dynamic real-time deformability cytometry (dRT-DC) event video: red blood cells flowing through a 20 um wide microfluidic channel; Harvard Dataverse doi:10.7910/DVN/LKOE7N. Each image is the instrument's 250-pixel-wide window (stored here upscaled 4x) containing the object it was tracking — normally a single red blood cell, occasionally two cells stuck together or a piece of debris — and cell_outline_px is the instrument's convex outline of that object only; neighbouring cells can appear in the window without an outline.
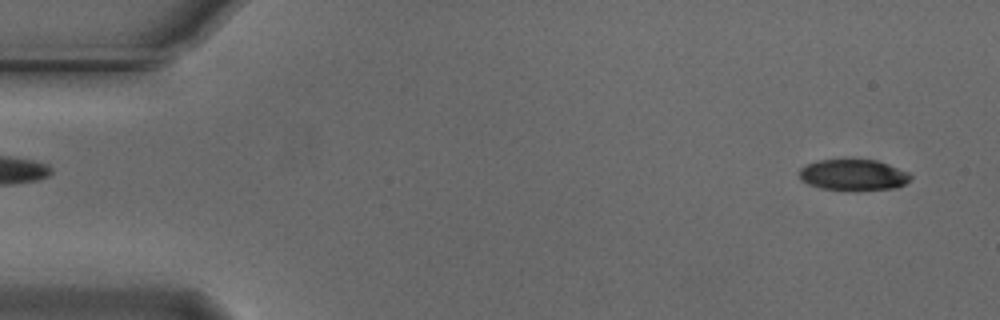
{"species": "Egyptian fruit bat (a non-hibernating species)", "species_latin": "Rousettus aegyptiacus", "temperature_condition": "cold", "stored_images_in_passage": 54, "camera_frame_rate_fps": 3000, "um_per_image_px": 0.085, "animal": {"sex": "male"}, "frame": {"image": 1, "passage_image": 3, "time_ms": 0.667, "image_size_px": [1000, 320], "cell_outline_px": [[912, 176], [904, 184], [896, 188], [856, 192], [820, 188], [808, 184], [800, 180], [800, 168], [816, 160], [852, 156], [876, 160], [888, 164], [908, 172]], "centroid_in_image_um": [72.51, 14.84], "position_along_channel_um": 12.5, "area_um2": 21.33}}
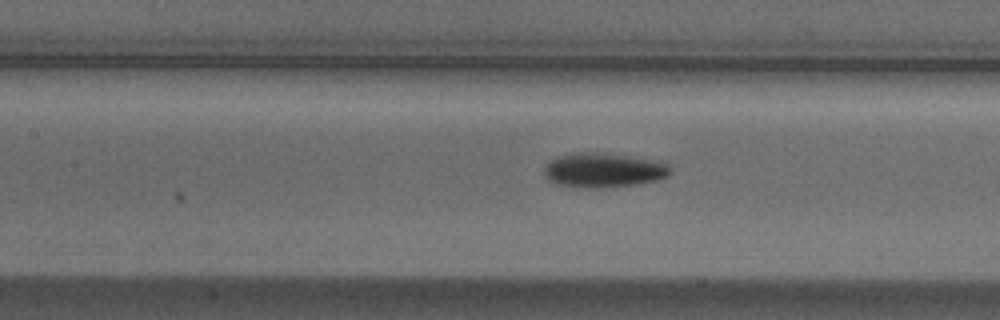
{"frame": {"image": 2, "passage_image": 24, "time_ms": 7.667, "image_size_px": [1000, 320], "cell_outline_px": [[672, 172], [668, 176], [656, 180], [640, 184], [596, 188], [584, 188], [556, 184], [548, 180], [544, 176], [544, 164], [548, 160], [556, 156], [576, 152], [596, 152], [664, 160], [672, 168]], "centroid_in_image_um": [51.31, 14.45], "position_along_channel_um": 156.1, "area_um2": 26.07}}
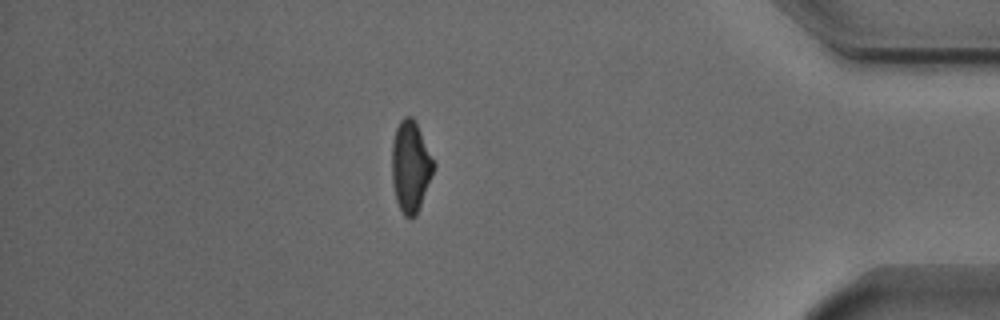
{"frame": {"image": 3, "passage_image": 47, "time_ms": 15.333, "image_size_px": [1000, 320], "cell_outline_px": [[436, 164], [416, 216], [412, 220], [404, 216], [396, 200], [392, 184], [392, 140], [396, 128], [400, 120], [404, 116], [412, 116]], "centroid_in_image_um": [34.88, 14.17], "position_along_channel_um": 400.3, "area_um2": 22.08}, "authors_computed_cell_mechanics": {"area_um2": 22.6287, "velocity_mm_per_s": 3.7372, "shape_relaxation_time_tau1_ms": 3.2574, "shape_relaxation_time_tau2_ms": 10.2582, "deformation_change_tau1": 0.1572, "deformation_change_tau2": 0.1461}}